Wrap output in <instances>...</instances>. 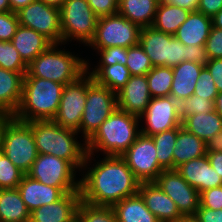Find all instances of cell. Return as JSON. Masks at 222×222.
Segmentation results:
<instances>
[{
    "label": "cell",
    "instance_id": "obj_10",
    "mask_svg": "<svg viewBox=\"0 0 222 222\" xmlns=\"http://www.w3.org/2000/svg\"><path fill=\"white\" fill-rule=\"evenodd\" d=\"M117 93L95 80L87 88V97L78 132H83L86 142L99 126L116 110Z\"/></svg>",
    "mask_w": 222,
    "mask_h": 222
},
{
    "label": "cell",
    "instance_id": "obj_51",
    "mask_svg": "<svg viewBox=\"0 0 222 222\" xmlns=\"http://www.w3.org/2000/svg\"><path fill=\"white\" fill-rule=\"evenodd\" d=\"M159 3L179 6L192 12L197 11L199 0H159Z\"/></svg>",
    "mask_w": 222,
    "mask_h": 222
},
{
    "label": "cell",
    "instance_id": "obj_46",
    "mask_svg": "<svg viewBox=\"0 0 222 222\" xmlns=\"http://www.w3.org/2000/svg\"><path fill=\"white\" fill-rule=\"evenodd\" d=\"M210 72L213 81L215 82L217 91L222 92V58L209 59L204 65Z\"/></svg>",
    "mask_w": 222,
    "mask_h": 222
},
{
    "label": "cell",
    "instance_id": "obj_19",
    "mask_svg": "<svg viewBox=\"0 0 222 222\" xmlns=\"http://www.w3.org/2000/svg\"><path fill=\"white\" fill-rule=\"evenodd\" d=\"M80 201V192L66 193L56 202L30 212L29 222H74Z\"/></svg>",
    "mask_w": 222,
    "mask_h": 222
},
{
    "label": "cell",
    "instance_id": "obj_47",
    "mask_svg": "<svg viewBox=\"0 0 222 222\" xmlns=\"http://www.w3.org/2000/svg\"><path fill=\"white\" fill-rule=\"evenodd\" d=\"M194 216L199 222H222V209L199 207Z\"/></svg>",
    "mask_w": 222,
    "mask_h": 222
},
{
    "label": "cell",
    "instance_id": "obj_26",
    "mask_svg": "<svg viewBox=\"0 0 222 222\" xmlns=\"http://www.w3.org/2000/svg\"><path fill=\"white\" fill-rule=\"evenodd\" d=\"M11 42L26 65L52 44L42 34L21 25L18 26Z\"/></svg>",
    "mask_w": 222,
    "mask_h": 222
},
{
    "label": "cell",
    "instance_id": "obj_54",
    "mask_svg": "<svg viewBox=\"0 0 222 222\" xmlns=\"http://www.w3.org/2000/svg\"><path fill=\"white\" fill-rule=\"evenodd\" d=\"M214 103H215V110L222 117V92H220L218 94V96L216 97Z\"/></svg>",
    "mask_w": 222,
    "mask_h": 222
},
{
    "label": "cell",
    "instance_id": "obj_13",
    "mask_svg": "<svg viewBox=\"0 0 222 222\" xmlns=\"http://www.w3.org/2000/svg\"><path fill=\"white\" fill-rule=\"evenodd\" d=\"M19 25L31 28L52 44H62L60 10L36 0L17 12Z\"/></svg>",
    "mask_w": 222,
    "mask_h": 222
},
{
    "label": "cell",
    "instance_id": "obj_45",
    "mask_svg": "<svg viewBox=\"0 0 222 222\" xmlns=\"http://www.w3.org/2000/svg\"><path fill=\"white\" fill-rule=\"evenodd\" d=\"M95 15L100 18L118 13L119 0H87Z\"/></svg>",
    "mask_w": 222,
    "mask_h": 222
},
{
    "label": "cell",
    "instance_id": "obj_30",
    "mask_svg": "<svg viewBox=\"0 0 222 222\" xmlns=\"http://www.w3.org/2000/svg\"><path fill=\"white\" fill-rule=\"evenodd\" d=\"M30 211L17 188L0 189V222H29Z\"/></svg>",
    "mask_w": 222,
    "mask_h": 222
},
{
    "label": "cell",
    "instance_id": "obj_18",
    "mask_svg": "<svg viewBox=\"0 0 222 222\" xmlns=\"http://www.w3.org/2000/svg\"><path fill=\"white\" fill-rule=\"evenodd\" d=\"M138 193L159 222H178L183 217L174 201L155 182L140 183Z\"/></svg>",
    "mask_w": 222,
    "mask_h": 222
},
{
    "label": "cell",
    "instance_id": "obj_16",
    "mask_svg": "<svg viewBox=\"0 0 222 222\" xmlns=\"http://www.w3.org/2000/svg\"><path fill=\"white\" fill-rule=\"evenodd\" d=\"M139 118H145L147 126L140 131L142 135L146 136H152L182 125L179 116V103L171 96L151 98L149 105Z\"/></svg>",
    "mask_w": 222,
    "mask_h": 222
},
{
    "label": "cell",
    "instance_id": "obj_39",
    "mask_svg": "<svg viewBox=\"0 0 222 222\" xmlns=\"http://www.w3.org/2000/svg\"><path fill=\"white\" fill-rule=\"evenodd\" d=\"M24 173L4 155L0 160V189L18 188Z\"/></svg>",
    "mask_w": 222,
    "mask_h": 222
},
{
    "label": "cell",
    "instance_id": "obj_53",
    "mask_svg": "<svg viewBox=\"0 0 222 222\" xmlns=\"http://www.w3.org/2000/svg\"><path fill=\"white\" fill-rule=\"evenodd\" d=\"M212 26L222 29V9L212 17Z\"/></svg>",
    "mask_w": 222,
    "mask_h": 222
},
{
    "label": "cell",
    "instance_id": "obj_27",
    "mask_svg": "<svg viewBox=\"0 0 222 222\" xmlns=\"http://www.w3.org/2000/svg\"><path fill=\"white\" fill-rule=\"evenodd\" d=\"M209 145L196 135L188 132L181 126L173 150V169L192 159L200 158L207 154Z\"/></svg>",
    "mask_w": 222,
    "mask_h": 222
},
{
    "label": "cell",
    "instance_id": "obj_38",
    "mask_svg": "<svg viewBox=\"0 0 222 222\" xmlns=\"http://www.w3.org/2000/svg\"><path fill=\"white\" fill-rule=\"evenodd\" d=\"M213 110H215L214 101H211L208 98H202L195 94L179 103V116L181 121L189 115L199 114L201 112L210 113Z\"/></svg>",
    "mask_w": 222,
    "mask_h": 222
},
{
    "label": "cell",
    "instance_id": "obj_7",
    "mask_svg": "<svg viewBox=\"0 0 222 222\" xmlns=\"http://www.w3.org/2000/svg\"><path fill=\"white\" fill-rule=\"evenodd\" d=\"M139 44L153 67H175L187 61V46L173 35L158 31L152 26L141 28Z\"/></svg>",
    "mask_w": 222,
    "mask_h": 222
},
{
    "label": "cell",
    "instance_id": "obj_17",
    "mask_svg": "<svg viewBox=\"0 0 222 222\" xmlns=\"http://www.w3.org/2000/svg\"><path fill=\"white\" fill-rule=\"evenodd\" d=\"M151 98L146 75H131L126 85L117 92V108L139 118Z\"/></svg>",
    "mask_w": 222,
    "mask_h": 222
},
{
    "label": "cell",
    "instance_id": "obj_43",
    "mask_svg": "<svg viewBox=\"0 0 222 222\" xmlns=\"http://www.w3.org/2000/svg\"><path fill=\"white\" fill-rule=\"evenodd\" d=\"M205 50L208 59L222 58V29L211 27Z\"/></svg>",
    "mask_w": 222,
    "mask_h": 222
},
{
    "label": "cell",
    "instance_id": "obj_41",
    "mask_svg": "<svg viewBox=\"0 0 222 222\" xmlns=\"http://www.w3.org/2000/svg\"><path fill=\"white\" fill-rule=\"evenodd\" d=\"M97 50V52H100V57H102L100 58L101 63H99L98 66H110L117 63H121L122 65L126 66L127 48L116 46Z\"/></svg>",
    "mask_w": 222,
    "mask_h": 222
},
{
    "label": "cell",
    "instance_id": "obj_42",
    "mask_svg": "<svg viewBox=\"0 0 222 222\" xmlns=\"http://www.w3.org/2000/svg\"><path fill=\"white\" fill-rule=\"evenodd\" d=\"M19 26L17 13H0V41H11Z\"/></svg>",
    "mask_w": 222,
    "mask_h": 222
},
{
    "label": "cell",
    "instance_id": "obj_3",
    "mask_svg": "<svg viewBox=\"0 0 222 222\" xmlns=\"http://www.w3.org/2000/svg\"><path fill=\"white\" fill-rule=\"evenodd\" d=\"M64 84L39 77H24L20 105L12 116L22 122L53 120Z\"/></svg>",
    "mask_w": 222,
    "mask_h": 222
},
{
    "label": "cell",
    "instance_id": "obj_36",
    "mask_svg": "<svg viewBox=\"0 0 222 222\" xmlns=\"http://www.w3.org/2000/svg\"><path fill=\"white\" fill-rule=\"evenodd\" d=\"M0 68L12 72H27V65L11 41H0Z\"/></svg>",
    "mask_w": 222,
    "mask_h": 222
},
{
    "label": "cell",
    "instance_id": "obj_56",
    "mask_svg": "<svg viewBox=\"0 0 222 222\" xmlns=\"http://www.w3.org/2000/svg\"><path fill=\"white\" fill-rule=\"evenodd\" d=\"M11 6L9 0H0V13L10 12Z\"/></svg>",
    "mask_w": 222,
    "mask_h": 222
},
{
    "label": "cell",
    "instance_id": "obj_2",
    "mask_svg": "<svg viewBox=\"0 0 222 222\" xmlns=\"http://www.w3.org/2000/svg\"><path fill=\"white\" fill-rule=\"evenodd\" d=\"M26 123L32 129L39 154L62 158L76 169L82 170L83 167L88 166L94 153H87L86 144H83V147L75 140L78 131L59 126L54 120H36Z\"/></svg>",
    "mask_w": 222,
    "mask_h": 222
},
{
    "label": "cell",
    "instance_id": "obj_24",
    "mask_svg": "<svg viewBox=\"0 0 222 222\" xmlns=\"http://www.w3.org/2000/svg\"><path fill=\"white\" fill-rule=\"evenodd\" d=\"M211 27V17L199 11H192L186 21L180 25L174 37L186 46H203L207 41Z\"/></svg>",
    "mask_w": 222,
    "mask_h": 222
},
{
    "label": "cell",
    "instance_id": "obj_35",
    "mask_svg": "<svg viewBox=\"0 0 222 222\" xmlns=\"http://www.w3.org/2000/svg\"><path fill=\"white\" fill-rule=\"evenodd\" d=\"M78 222H118L111 206L94 205L81 199L77 209Z\"/></svg>",
    "mask_w": 222,
    "mask_h": 222
},
{
    "label": "cell",
    "instance_id": "obj_14",
    "mask_svg": "<svg viewBox=\"0 0 222 222\" xmlns=\"http://www.w3.org/2000/svg\"><path fill=\"white\" fill-rule=\"evenodd\" d=\"M121 157L140 183L155 182L164 170L159 165L156 147L150 136L140 134Z\"/></svg>",
    "mask_w": 222,
    "mask_h": 222
},
{
    "label": "cell",
    "instance_id": "obj_20",
    "mask_svg": "<svg viewBox=\"0 0 222 222\" xmlns=\"http://www.w3.org/2000/svg\"><path fill=\"white\" fill-rule=\"evenodd\" d=\"M176 170L199 194L213 187L222 186V177L211 166L207 154L181 164Z\"/></svg>",
    "mask_w": 222,
    "mask_h": 222
},
{
    "label": "cell",
    "instance_id": "obj_44",
    "mask_svg": "<svg viewBox=\"0 0 222 222\" xmlns=\"http://www.w3.org/2000/svg\"><path fill=\"white\" fill-rule=\"evenodd\" d=\"M199 207L222 209V186L213 187L199 194Z\"/></svg>",
    "mask_w": 222,
    "mask_h": 222
},
{
    "label": "cell",
    "instance_id": "obj_5",
    "mask_svg": "<svg viewBox=\"0 0 222 222\" xmlns=\"http://www.w3.org/2000/svg\"><path fill=\"white\" fill-rule=\"evenodd\" d=\"M60 44H51L45 51L27 65L24 77H39L64 85L76 81L86 72L85 59L59 50Z\"/></svg>",
    "mask_w": 222,
    "mask_h": 222
},
{
    "label": "cell",
    "instance_id": "obj_48",
    "mask_svg": "<svg viewBox=\"0 0 222 222\" xmlns=\"http://www.w3.org/2000/svg\"><path fill=\"white\" fill-rule=\"evenodd\" d=\"M208 56L203 46H187V61L205 65L208 62Z\"/></svg>",
    "mask_w": 222,
    "mask_h": 222
},
{
    "label": "cell",
    "instance_id": "obj_15",
    "mask_svg": "<svg viewBox=\"0 0 222 222\" xmlns=\"http://www.w3.org/2000/svg\"><path fill=\"white\" fill-rule=\"evenodd\" d=\"M156 184L176 204L182 216H194L200 205L199 192L176 169L163 170Z\"/></svg>",
    "mask_w": 222,
    "mask_h": 222
},
{
    "label": "cell",
    "instance_id": "obj_25",
    "mask_svg": "<svg viewBox=\"0 0 222 222\" xmlns=\"http://www.w3.org/2000/svg\"><path fill=\"white\" fill-rule=\"evenodd\" d=\"M182 127L212 146L222 131V117L216 110L189 115L182 121Z\"/></svg>",
    "mask_w": 222,
    "mask_h": 222
},
{
    "label": "cell",
    "instance_id": "obj_1",
    "mask_svg": "<svg viewBox=\"0 0 222 222\" xmlns=\"http://www.w3.org/2000/svg\"><path fill=\"white\" fill-rule=\"evenodd\" d=\"M88 169L79 188L81 199L88 203L112 207L138 193L140 182L121 156H105Z\"/></svg>",
    "mask_w": 222,
    "mask_h": 222
},
{
    "label": "cell",
    "instance_id": "obj_49",
    "mask_svg": "<svg viewBox=\"0 0 222 222\" xmlns=\"http://www.w3.org/2000/svg\"><path fill=\"white\" fill-rule=\"evenodd\" d=\"M222 9V0H199L197 11L213 17Z\"/></svg>",
    "mask_w": 222,
    "mask_h": 222
},
{
    "label": "cell",
    "instance_id": "obj_23",
    "mask_svg": "<svg viewBox=\"0 0 222 222\" xmlns=\"http://www.w3.org/2000/svg\"><path fill=\"white\" fill-rule=\"evenodd\" d=\"M204 67L203 64L190 61H183L179 65L172 67L173 81L170 96L177 103L194 94L196 82Z\"/></svg>",
    "mask_w": 222,
    "mask_h": 222
},
{
    "label": "cell",
    "instance_id": "obj_50",
    "mask_svg": "<svg viewBox=\"0 0 222 222\" xmlns=\"http://www.w3.org/2000/svg\"><path fill=\"white\" fill-rule=\"evenodd\" d=\"M207 156L213 169L220 177H222V151L213 146H209Z\"/></svg>",
    "mask_w": 222,
    "mask_h": 222
},
{
    "label": "cell",
    "instance_id": "obj_32",
    "mask_svg": "<svg viewBox=\"0 0 222 222\" xmlns=\"http://www.w3.org/2000/svg\"><path fill=\"white\" fill-rule=\"evenodd\" d=\"M88 64L89 63L86 62L87 73H89L98 84L111 89L115 93L123 88L131 77L129 69L121 63L110 66H96L95 70L91 72H88V70H90Z\"/></svg>",
    "mask_w": 222,
    "mask_h": 222
},
{
    "label": "cell",
    "instance_id": "obj_6",
    "mask_svg": "<svg viewBox=\"0 0 222 222\" xmlns=\"http://www.w3.org/2000/svg\"><path fill=\"white\" fill-rule=\"evenodd\" d=\"M0 144L9 160L27 174L39 154L31 127L12 116L5 117L0 124Z\"/></svg>",
    "mask_w": 222,
    "mask_h": 222
},
{
    "label": "cell",
    "instance_id": "obj_37",
    "mask_svg": "<svg viewBox=\"0 0 222 222\" xmlns=\"http://www.w3.org/2000/svg\"><path fill=\"white\" fill-rule=\"evenodd\" d=\"M126 61V67L131 75H146L153 68L140 44L127 48Z\"/></svg>",
    "mask_w": 222,
    "mask_h": 222
},
{
    "label": "cell",
    "instance_id": "obj_12",
    "mask_svg": "<svg viewBox=\"0 0 222 222\" xmlns=\"http://www.w3.org/2000/svg\"><path fill=\"white\" fill-rule=\"evenodd\" d=\"M93 81L94 78L86 71L76 81L64 85L59 109L53 119L59 126L76 131L80 128L87 88Z\"/></svg>",
    "mask_w": 222,
    "mask_h": 222
},
{
    "label": "cell",
    "instance_id": "obj_52",
    "mask_svg": "<svg viewBox=\"0 0 222 222\" xmlns=\"http://www.w3.org/2000/svg\"><path fill=\"white\" fill-rule=\"evenodd\" d=\"M11 11L14 13H17L19 10L30 4L31 2H34L36 0H9Z\"/></svg>",
    "mask_w": 222,
    "mask_h": 222
},
{
    "label": "cell",
    "instance_id": "obj_40",
    "mask_svg": "<svg viewBox=\"0 0 222 222\" xmlns=\"http://www.w3.org/2000/svg\"><path fill=\"white\" fill-rule=\"evenodd\" d=\"M194 94L201 96L202 98H208L215 102L219 92L217 91L215 82L206 67H204L200 73V76L196 82Z\"/></svg>",
    "mask_w": 222,
    "mask_h": 222
},
{
    "label": "cell",
    "instance_id": "obj_22",
    "mask_svg": "<svg viewBox=\"0 0 222 222\" xmlns=\"http://www.w3.org/2000/svg\"><path fill=\"white\" fill-rule=\"evenodd\" d=\"M26 72H12L0 68V113L13 116L21 102Z\"/></svg>",
    "mask_w": 222,
    "mask_h": 222
},
{
    "label": "cell",
    "instance_id": "obj_34",
    "mask_svg": "<svg viewBox=\"0 0 222 222\" xmlns=\"http://www.w3.org/2000/svg\"><path fill=\"white\" fill-rule=\"evenodd\" d=\"M149 92L152 98L170 96L173 70L172 67H153L147 74Z\"/></svg>",
    "mask_w": 222,
    "mask_h": 222
},
{
    "label": "cell",
    "instance_id": "obj_21",
    "mask_svg": "<svg viewBox=\"0 0 222 222\" xmlns=\"http://www.w3.org/2000/svg\"><path fill=\"white\" fill-rule=\"evenodd\" d=\"M17 189L30 212L46 204L56 202L64 195L59 188L40 183L27 174H24Z\"/></svg>",
    "mask_w": 222,
    "mask_h": 222
},
{
    "label": "cell",
    "instance_id": "obj_9",
    "mask_svg": "<svg viewBox=\"0 0 222 222\" xmlns=\"http://www.w3.org/2000/svg\"><path fill=\"white\" fill-rule=\"evenodd\" d=\"M141 28L119 13L98 18L94 38L87 46L93 49L139 44Z\"/></svg>",
    "mask_w": 222,
    "mask_h": 222
},
{
    "label": "cell",
    "instance_id": "obj_8",
    "mask_svg": "<svg viewBox=\"0 0 222 222\" xmlns=\"http://www.w3.org/2000/svg\"><path fill=\"white\" fill-rule=\"evenodd\" d=\"M60 10L62 44L79 40L89 44L94 38L98 17L87 0H65Z\"/></svg>",
    "mask_w": 222,
    "mask_h": 222
},
{
    "label": "cell",
    "instance_id": "obj_4",
    "mask_svg": "<svg viewBox=\"0 0 222 222\" xmlns=\"http://www.w3.org/2000/svg\"><path fill=\"white\" fill-rule=\"evenodd\" d=\"M139 119L116 108L85 142L87 153L92 154L96 149L102 150L106 156L123 155L141 134Z\"/></svg>",
    "mask_w": 222,
    "mask_h": 222
},
{
    "label": "cell",
    "instance_id": "obj_55",
    "mask_svg": "<svg viewBox=\"0 0 222 222\" xmlns=\"http://www.w3.org/2000/svg\"><path fill=\"white\" fill-rule=\"evenodd\" d=\"M44 3H46L47 5L53 6V7H57V8H61L63 3L65 2V0H40Z\"/></svg>",
    "mask_w": 222,
    "mask_h": 222
},
{
    "label": "cell",
    "instance_id": "obj_11",
    "mask_svg": "<svg viewBox=\"0 0 222 222\" xmlns=\"http://www.w3.org/2000/svg\"><path fill=\"white\" fill-rule=\"evenodd\" d=\"M76 168L68 161L53 155L38 154L27 173L45 185L59 188L64 194L80 192V181L75 182Z\"/></svg>",
    "mask_w": 222,
    "mask_h": 222
},
{
    "label": "cell",
    "instance_id": "obj_29",
    "mask_svg": "<svg viewBox=\"0 0 222 222\" xmlns=\"http://www.w3.org/2000/svg\"><path fill=\"white\" fill-rule=\"evenodd\" d=\"M112 208L118 222H159L139 193L124 198Z\"/></svg>",
    "mask_w": 222,
    "mask_h": 222
},
{
    "label": "cell",
    "instance_id": "obj_33",
    "mask_svg": "<svg viewBox=\"0 0 222 222\" xmlns=\"http://www.w3.org/2000/svg\"><path fill=\"white\" fill-rule=\"evenodd\" d=\"M178 134V127L150 136L156 147L159 165L164 170L173 169V150Z\"/></svg>",
    "mask_w": 222,
    "mask_h": 222
},
{
    "label": "cell",
    "instance_id": "obj_57",
    "mask_svg": "<svg viewBox=\"0 0 222 222\" xmlns=\"http://www.w3.org/2000/svg\"><path fill=\"white\" fill-rule=\"evenodd\" d=\"M214 148L222 151V131L219 134L216 142L212 145Z\"/></svg>",
    "mask_w": 222,
    "mask_h": 222
},
{
    "label": "cell",
    "instance_id": "obj_60",
    "mask_svg": "<svg viewBox=\"0 0 222 222\" xmlns=\"http://www.w3.org/2000/svg\"><path fill=\"white\" fill-rule=\"evenodd\" d=\"M5 117H6L5 115H3L2 113H0V124H1V122L3 121V119H4Z\"/></svg>",
    "mask_w": 222,
    "mask_h": 222
},
{
    "label": "cell",
    "instance_id": "obj_31",
    "mask_svg": "<svg viewBox=\"0 0 222 222\" xmlns=\"http://www.w3.org/2000/svg\"><path fill=\"white\" fill-rule=\"evenodd\" d=\"M190 11L179 6L159 3L152 27L158 31L173 35L188 18Z\"/></svg>",
    "mask_w": 222,
    "mask_h": 222
},
{
    "label": "cell",
    "instance_id": "obj_28",
    "mask_svg": "<svg viewBox=\"0 0 222 222\" xmlns=\"http://www.w3.org/2000/svg\"><path fill=\"white\" fill-rule=\"evenodd\" d=\"M159 0H119L118 13L140 28L152 26Z\"/></svg>",
    "mask_w": 222,
    "mask_h": 222
},
{
    "label": "cell",
    "instance_id": "obj_59",
    "mask_svg": "<svg viewBox=\"0 0 222 222\" xmlns=\"http://www.w3.org/2000/svg\"><path fill=\"white\" fill-rule=\"evenodd\" d=\"M4 155H5V153H4L3 147L0 144V160Z\"/></svg>",
    "mask_w": 222,
    "mask_h": 222
},
{
    "label": "cell",
    "instance_id": "obj_58",
    "mask_svg": "<svg viewBox=\"0 0 222 222\" xmlns=\"http://www.w3.org/2000/svg\"><path fill=\"white\" fill-rule=\"evenodd\" d=\"M178 222H199L195 216H183Z\"/></svg>",
    "mask_w": 222,
    "mask_h": 222
}]
</instances>
